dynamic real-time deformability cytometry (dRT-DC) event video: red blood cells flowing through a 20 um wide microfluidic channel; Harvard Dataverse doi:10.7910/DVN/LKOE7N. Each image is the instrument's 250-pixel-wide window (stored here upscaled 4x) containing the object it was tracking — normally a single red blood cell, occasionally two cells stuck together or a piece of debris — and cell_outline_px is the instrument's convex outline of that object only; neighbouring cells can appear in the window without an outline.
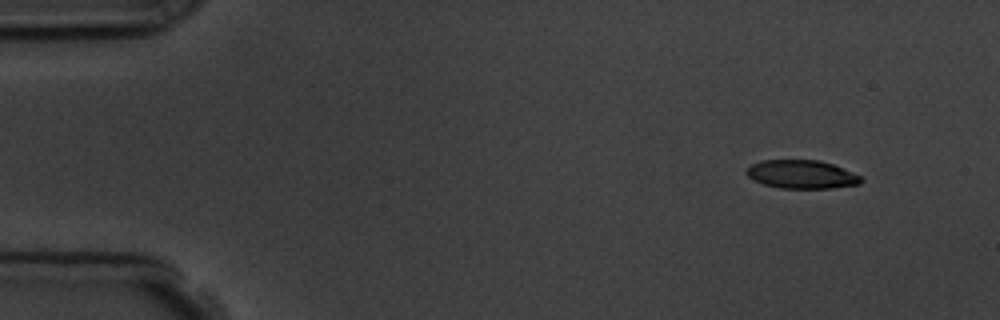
{"species": "common noctule bat (a hibernating species)", "species_latin": "Nyctalus noctula", "temperature_condition": "room temperature", "stored_images_in_passage": 4, "camera_frame_rate_fps": 3000, "um_per_image_px": 0.085, "animal": {"sex": "male", "body_mass_g": 19.5, "forearm_length_mm": 54.6}, "frame": {"image": 1, "passage_image": 1, "time_ms": 0.0, "image_size_px": [1000, 320], "cell_outline_px": [[864, 180], [860, 184], [832, 188], [780, 188], [764, 184], [752, 180], [744, 172], [752, 164], [760, 160], [820, 160], [832, 164], [860, 176]], "centroid_in_image_um": [68.11, 14.82], "position_along_channel_um": 16.9, "area_um2": 18.96}}
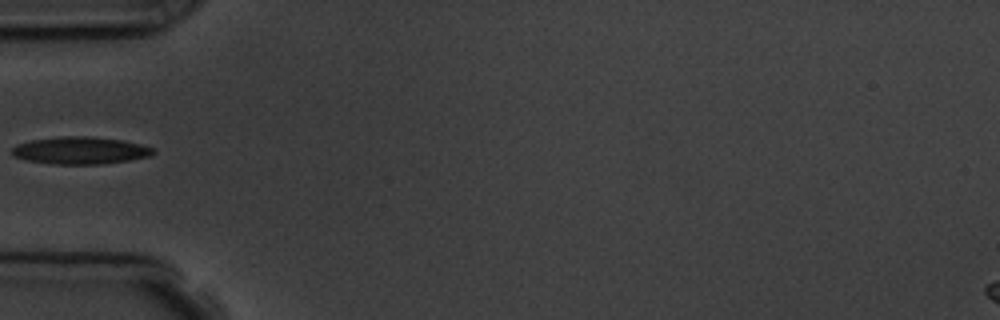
{"frame": {"image": 2, "passage_image": 4, "time_ms": 4.333, "image_size_px": [1000, 320], "cell_outline_px": [[156, 152], [148, 156], [128, 160], [100, 164], [52, 164], [24, 160], [12, 156], [12, 148], [16, 144], [32, 140], [60, 136], [88, 136], [124, 140], [140, 144], [152, 148]], "centroid_in_image_um": [6.77, 12.79], "position_along_channel_um": 78.2, "area_um2": 22.48}}